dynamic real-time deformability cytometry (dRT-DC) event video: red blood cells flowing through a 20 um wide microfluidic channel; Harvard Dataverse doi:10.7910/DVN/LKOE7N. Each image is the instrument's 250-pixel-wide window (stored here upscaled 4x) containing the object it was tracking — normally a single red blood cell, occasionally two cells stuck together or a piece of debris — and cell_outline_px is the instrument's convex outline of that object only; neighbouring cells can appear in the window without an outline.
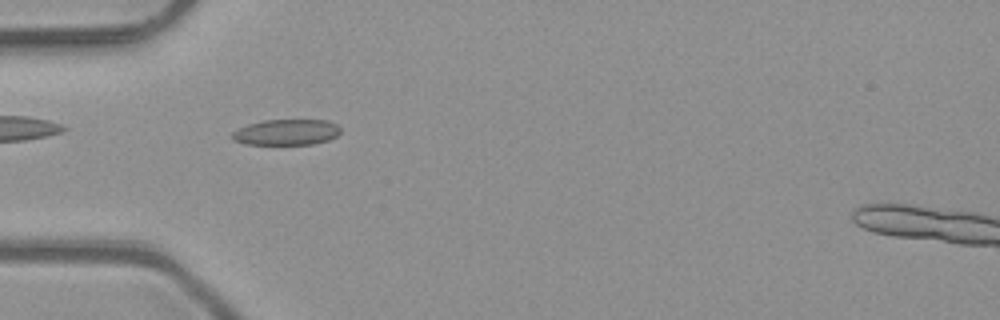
{"species": "common noctule bat (a hibernating species)", "species_latin": "Nyctalus noctula", "temperature_condition": "room temperature", "stored_images_in_passage": 36, "camera_frame_rate_fps": 3000, "um_per_image_px": 0.085, "animal": {"sex": "male", "body_mass_g": 23.1, "forearm_length_mm": 52.7}, "frame": {"image": 1, "passage_image": 1, "time_ms": 0.0, "image_size_px": [1000, 320], "cell_outline_px": [[340, 132], [336, 136], [328, 140], [312, 144], [244, 144], [232, 140], [232, 132], [248, 124], [264, 120], [328, 120], [336, 124], [340, 128]], "centroid_in_image_um": [24.34, 11.24], "position_along_channel_um": 60.7, "area_um2": 16.24}}
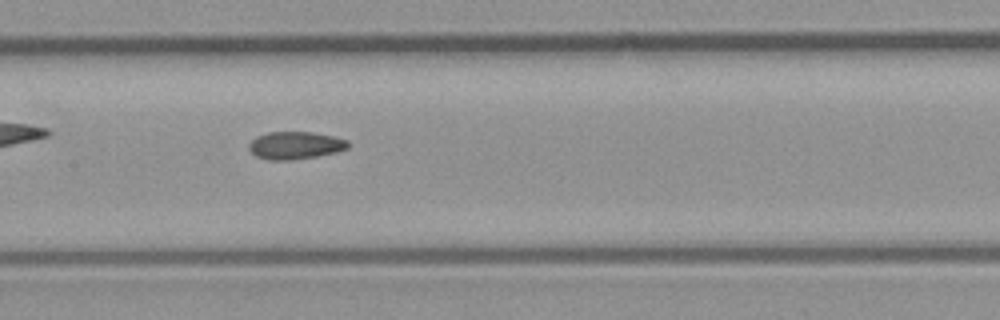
{"frame": {"image": 2, "passage_image": 10, "time_ms": 3.0, "image_size_px": [1000, 320], "cell_outline_px": [[348, 148], [336, 152], [316, 156], [292, 160], [268, 160], [256, 156], [248, 148], [248, 144], [256, 136], [268, 132], [312, 132], [332, 136], [348, 140]], "centroid_in_image_um": [25.07, 12.35], "position_along_channel_um": 182.3, "area_um2": 15.9}}
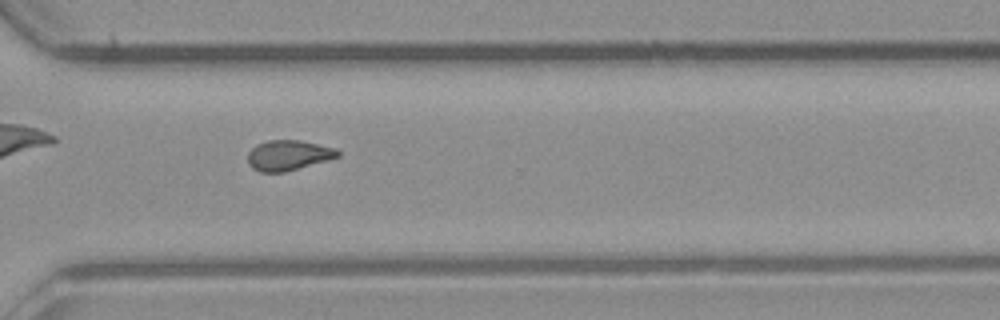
{"frame": {"image": 3, "passage_image": 22, "time_ms": 7.0, "image_size_px": [1000, 320], "cell_outline_px": [[340, 156], [284, 172], [260, 172], [252, 168], [248, 164], [248, 152], [256, 144], [268, 140], [300, 140], [336, 148], [340, 152]], "centroid_in_image_um": [24.48, 13.19], "position_along_channel_um": 346.1, "area_um2": 15.78}, "authors_computed_cell_mechanics": {"area_um2": 15.895, "velocity_mm_per_s": 4.1111, "shape_relaxation_time_tau1_ms": null, "shape_relaxation_time_tau2_ms": 4.2799, "deformation_change_tau1": null, "deformation_change_tau2": 0.1034}}